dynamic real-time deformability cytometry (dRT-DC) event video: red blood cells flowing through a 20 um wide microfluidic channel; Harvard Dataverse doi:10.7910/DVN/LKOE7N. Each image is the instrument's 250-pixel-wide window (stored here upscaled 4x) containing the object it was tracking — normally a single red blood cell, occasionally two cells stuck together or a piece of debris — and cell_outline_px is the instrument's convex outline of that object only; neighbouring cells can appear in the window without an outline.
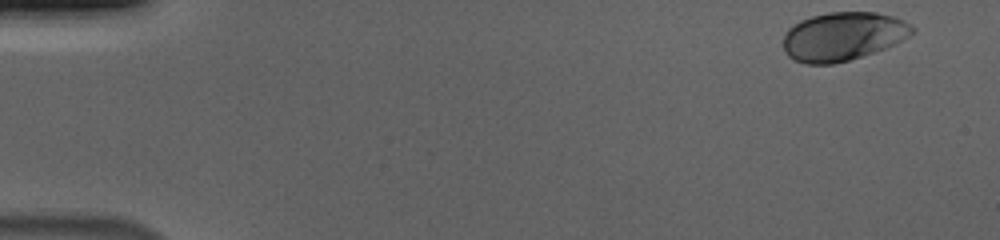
{"species": "human", "species_latin": "Homo sapiens", "temperature_condition": "cold", "stored_images_in_passage": 54, "camera_frame_rate_fps": 3000, "um_per_image_px": 0.085, "donor": {"sex": "male"}, "frame": {"image": 1, "passage_image": 1, "time_ms": 0.0, "image_size_px": [1000, 240], "cell_outline_px": [[916, 32], [876, 52], [848, 60], [832, 64], [804, 64], [792, 60], [788, 56], [784, 48], [784, 36], [788, 28], [800, 20], [812, 16], [828, 12], [876, 12], [892, 16], [904, 20], [912, 24], [916, 28]], "centroid_in_image_um": [71.65, 3.09], "position_along_channel_um": 13.3, "area_um2": 36.59}}
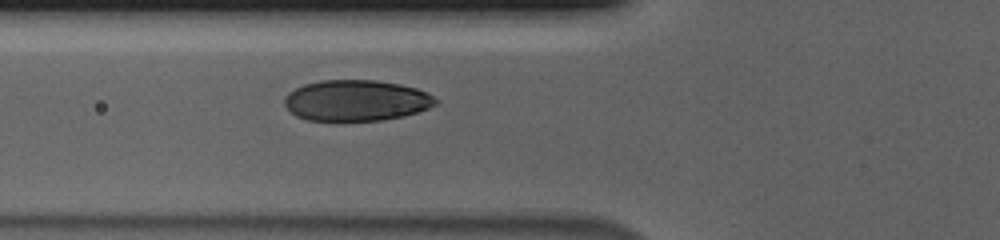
{"frame": {"image": 2, "passage_image": 19, "time_ms": 6.0, "image_size_px": [1000, 240], "cell_outline_px": [[440, 100], [436, 104], [428, 108], [404, 116], [380, 120], [308, 120], [296, 116], [284, 104], [284, 96], [288, 92], [304, 84], [320, 80], [376, 80], [400, 84], [416, 88], [428, 92]], "centroid_in_image_um": [30.29, 8.53], "position_along_channel_um": 95.5, "area_um2": 36.13}}
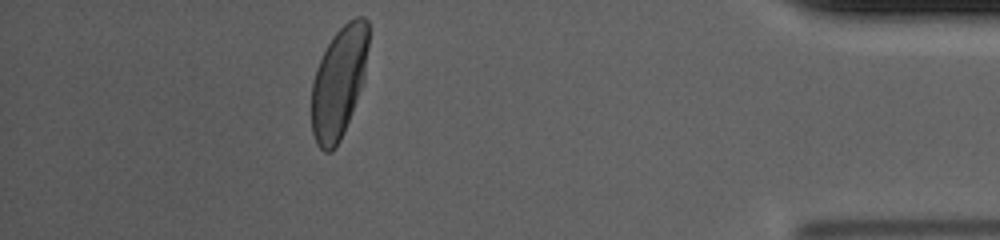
{"frame": {"image": 3, "passage_image": 48, "time_ms": 15.667, "image_size_px": [1000, 240], "cell_outline_px": [[368, 48], [364, 80], [344, 132], [336, 148], [332, 152], [324, 152], [316, 144], [312, 132], [312, 84], [316, 68], [328, 44], [336, 32], [348, 20], [356, 16], [364, 16], [368, 20]], "centroid_in_image_um": [28.81, 7.0], "position_along_channel_um": 406.4, "area_um2": 36.93}, "authors_computed_cell_mechanics": {"area_um2": 37.0209, "velocity_mm_per_s": 3.6766, "shape_relaxation_time_tau1_ms": 2.4346, "shape_relaxation_time_tau2_ms": null, "deformation_change_tau1": 0.1412, "deformation_change_tau2": null}}